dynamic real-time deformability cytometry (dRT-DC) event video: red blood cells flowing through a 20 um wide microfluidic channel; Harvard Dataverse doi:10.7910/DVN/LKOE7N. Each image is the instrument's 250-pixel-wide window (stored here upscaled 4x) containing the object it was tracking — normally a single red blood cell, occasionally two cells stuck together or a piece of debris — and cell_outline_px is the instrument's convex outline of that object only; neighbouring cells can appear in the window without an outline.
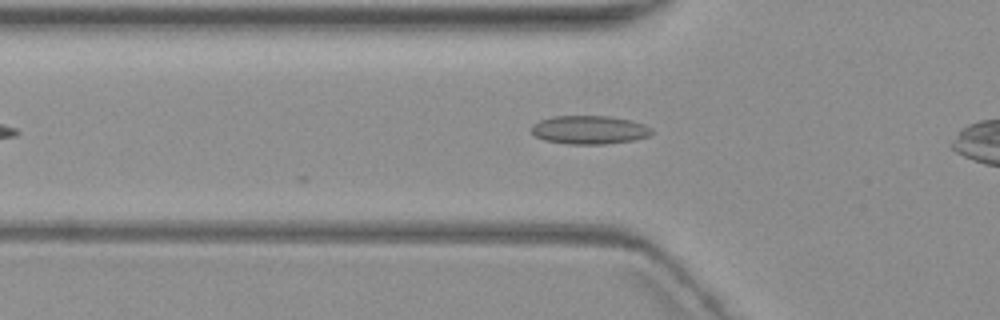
{"species": "common noctule bat (a hibernating species)", "species_latin": "Nyctalus noctula", "temperature_condition": "warm", "stored_images_in_passage": 6, "camera_frame_rate_fps": 3000, "um_per_image_px": 0.085, "animal": {"sex": "female", "body_mass_g": 19.3, "forearm_length_mm": 54.1}, "frame": {"image": 1, "passage_image": 3, "time_ms": 2.667, "image_size_px": [1000, 320], "cell_outline_px": [[652, 132], [648, 136], [632, 140], [604, 144], [568, 144], [544, 140], [536, 136], [532, 132], [532, 124], [540, 120], [552, 116], [608, 116], [628, 120], [644, 124], [652, 128]], "centroid_in_image_um": [50.07, 11.03], "position_along_channel_um": 75.7, "area_um2": 19.83}}
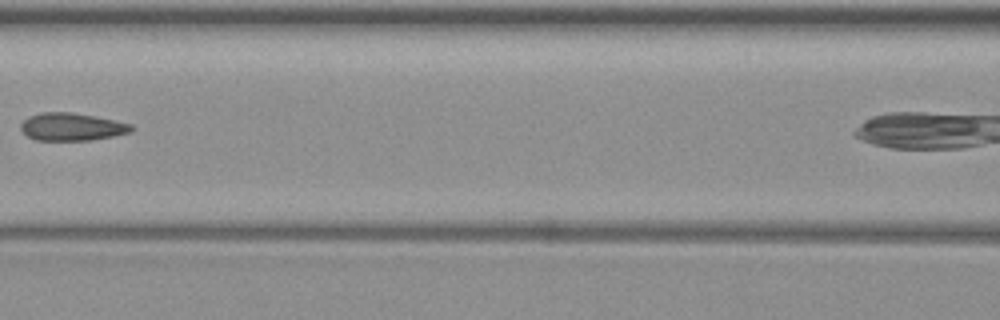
{"frame": {"image": 2, "passage_image": 5, "time_ms": 5.0, "image_size_px": [1000, 320], "cell_outline_px": [[136, 128], [132, 132], [92, 140], [36, 140], [28, 136], [20, 128], [20, 124], [28, 116], [40, 112], [72, 112], [132, 124]], "centroid_in_image_um": [6.1, 10.78], "position_along_channel_um": 160.5, "area_um2": 17.8}}